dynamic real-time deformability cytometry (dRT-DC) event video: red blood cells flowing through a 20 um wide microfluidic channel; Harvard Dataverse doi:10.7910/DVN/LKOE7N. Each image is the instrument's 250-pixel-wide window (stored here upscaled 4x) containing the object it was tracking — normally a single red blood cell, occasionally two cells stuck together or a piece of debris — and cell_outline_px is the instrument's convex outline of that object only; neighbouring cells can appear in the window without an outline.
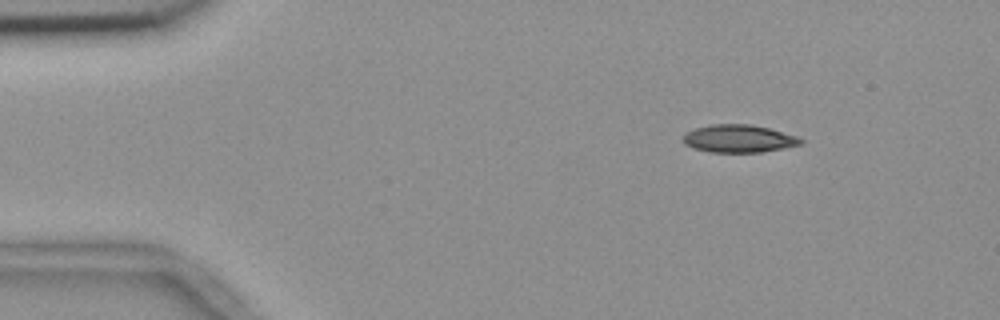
{"species": "common noctule bat (a hibernating species)", "species_latin": "Nyctalus noctula", "temperature_condition": "room temperature", "stored_images_in_passage": 6, "camera_frame_rate_fps": 3000, "um_per_image_px": 0.085, "animal": {"sex": "female", "body_mass_g": 18.4}, "frame": {"image": 1, "passage_image": 1, "time_ms": 0.0, "image_size_px": [1000, 320], "cell_outline_px": [[804, 144], [784, 148], [760, 152], [708, 152], [692, 148], [684, 144], [684, 136], [688, 132], [696, 128], [712, 124], [752, 124], [768, 128], [796, 136], [804, 140]], "centroid_in_image_um": [62.81, 11.79], "position_along_channel_um": 22.2, "area_um2": 18.96}}
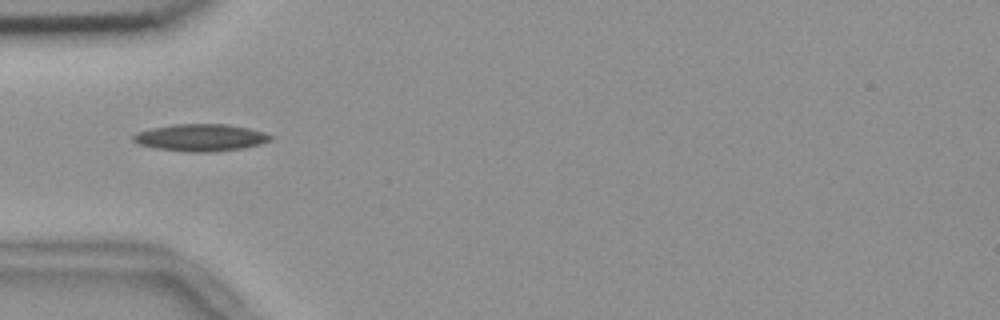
{"frame": {"image": 2, "passage_image": 4, "time_ms": 1.0, "image_size_px": [1000, 320], "cell_outline_px": [[272, 140], [260, 144], [244, 148], [212, 152], [192, 152], [156, 148], [140, 144], [132, 140], [132, 136], [136, 132], [152, 128], [172, 124], [228, 124], [248, 128], [272, 136]], "centroid_in_image_um": [17.04, 11.69], "position_along_channel_um": 68.0, "area_um2": 21.56}}
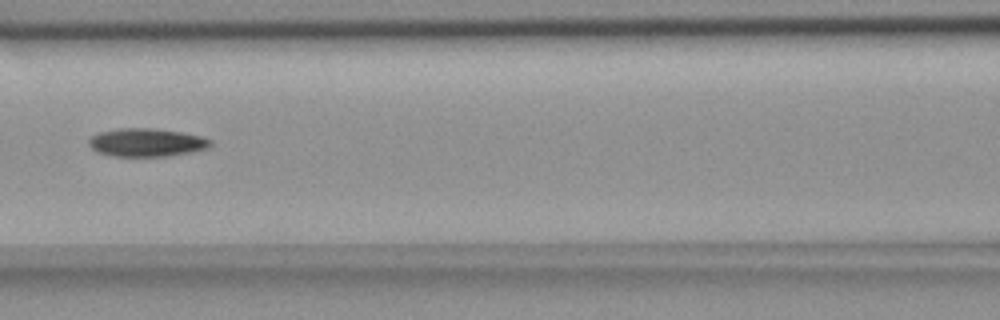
{"frame": {"image": 3, "passage_image": 6, "time_ms": 1.667, "image_size_px": [1000, 320], "cell_outline_px": [[212, 144], [208, 148], [192, 152], [168, 156], [112, 156], [96, 152], [88, 144], [88, 140], [92, 136], [100, 132], [120, 128], [152, 128], [180, 132], [200, 136], [212, 140]], "centroid_in_image_um": [12.45, 12.11], "position_along_channel_um": 154.1, "area_um2": 20.0}}